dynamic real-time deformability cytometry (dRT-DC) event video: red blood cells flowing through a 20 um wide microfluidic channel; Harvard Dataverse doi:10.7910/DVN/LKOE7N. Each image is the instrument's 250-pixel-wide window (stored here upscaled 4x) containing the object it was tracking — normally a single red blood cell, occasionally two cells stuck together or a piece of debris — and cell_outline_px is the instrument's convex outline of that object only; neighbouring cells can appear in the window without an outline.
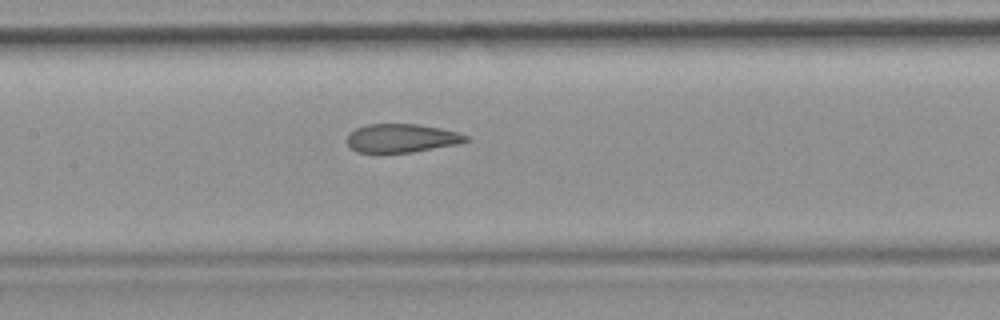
{"species": "common noctule bat (a hibernating species)", "species_latin": "Nyctalus noctula", "temperature_condition": "room temperature", "stored_images_in_passage": 45, "camera_frame_rate_fps": 3000, "um_per_image_px": 0.085, "animal": {"sex": "female", "body_mass_g": 19.9}, "frame": {"image": 1, "passage_image": 20, "time_ms": 6.333, "image_size_px": [1000, 320], "cell_outline_px": [[468, 140], [460, 144], [412, 152], [356, 152], [348, 144], [348, 132], [356, 128], [368, 124], [416, 124], [440, 128], [456, 132], [468, 136]], "centroid_in_image_um": [34.14, 11.74], "position_along_channel_um": 173.3, "area_um2": 19.65}}